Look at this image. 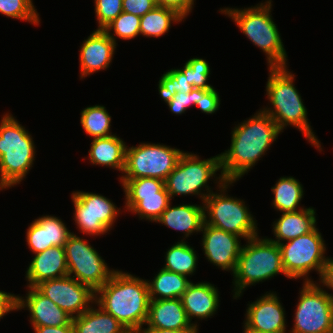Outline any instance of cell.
I'll list each match as a JSON object with an SVG mask.
<instances>
[{
	"instance_id": "6da1fadb",
	"label": "cell",
	"mask_w": 333,
	"mask_h": 333,
	"mask_svg": "<svg viewBox=\"0 0 333 333\" xmlns=\"http://www.w3.org/2000/svg\"><path fill=\"white\" fill-rule=\"evenodd\" d=\"M281 133L274 120L261 109L235 125L230 148L220 154L221 174L226 181H239L265 153Z\"/></svg>"
},
{
	"instance_id": "7a4b0ae2",
	"label": "cell",
	"mask_w": 333,
	"mask_h": 333,
	"mask_svg": "<svg viewBox=\"0 0 333 333\" xmlns=\"http://www.w3.org/2000/svg\"><path fill=\"white\" fill-rule=\"evenodd\" d=\"M149 302L146 279L118 269L95 292L96 305L111 314L130 333H139L144 328Z\"/></svg>"
},
{
	"instance_id": "3957f363",
	"label": "cell",
	"mask_w": 333,
	"mask_h": 333,
	"mask_svg": "<svg viewBox=\"0 0 333 333\" xmlns=\"http://www.w3.org/2000/svg\"><path fill=\"white\" fill-rule=\"evenodd\" d=\"M266 95L271 107L261 110L268 114L283 132L287 126L301 131L311 146L322 151L321 142L312 130L307 117V109L293 81L295 75L286 67H268Z\"/></svg>"
},
{
	"instance_id": "277c9868",
	"label": "cell",
	"mask_w": 333,
	"mask_h": 333,
	"mask_svg": "<svg viewBox=\"0 0 333 333\" xmlns=\"http://www.w3.org/2000/svg\"><path fill=\"white\" fill-rule=\"evenodd\" d=\"M272 0L248 8H220L235 22L242 33L266 55L268 67H286L287 53L271 14Z\"/></svg>"
},
{
	"instance_id": "5b68a950",
	"label": "cell",
	"mask_w": 333,
	"mask_h": 333,
	"mask_svg": "<svg viewBox=\"0 0 333 333\" xmlns=\"http://www.w3.org/2000/svg\"><path fill=\"white\" fill-rule=\"evenodd\" d=\"M36 146L32 135L11 113L0 121V191L20 184L33 167Z\"/></svg>"
},
{
	"instance_id": "8992f818",
	"label": "cell",
	"mask_w": 333,
	"mask_h": 333,
	"mask_svg": "<svg viewBox=\"0 0 333 333\" xmlns=\"http://www.w3.org/2000/svg\"><path fill=\"white\" fill-rule=\"evenodd\" d=\"M233 274V299L242 296L247 287L271 280L278 274L289 278L282 265L279 245L268 237H253L242 246Z\"/></svg>"
},
{
	"instance_id": "52a82bcc",
	"label": "cell",
	"mask_w": 333,
	"mask_h": 333,
	"mask_svg": "<svg viewBox=\"0 0 333 333\" xmlns=\"http://www.w3.org/2000/svg\"><path fill=\"white\" fill-rule=\"evenodd\" d=\"M217 171H220L219 177L216 176ZM213 177L217 183L216 187H220L226 181L221 174L220 154L202 160L197 154L184 152L173 171L167 176L165 187L171 200L177 195L184 197L197 195L203 204L213 192L208 184Z\"/></svg>"
},
{
	"instance_id": "ba28073f",
	"label": "cell",
	"mask_w": 333,
	"mask_h": 333,
	"mask_svg": "<svg viewBox=\"0 0 333 333\" xmlns=\"http://www.w3.org/2000/svg\"><path fill=\"white\" fill-rule=\"evenodd\" d=\"M233 183L235 181H225L217 192H212L203 201L204 223L236 234L246 241L258 236V224L243 199L228 195L227 189Z\"/></svg>"
},
{
	"instance_id": "9c48e42d",
	"label": "cell",
	"mask_w": 333,
	"mask_h": 333,
	"mask_svg": "<svg viewBox=\"0 0 333 333\" xmlns=\"http://www.w3.org/2000/svg\"><path fill=\"white\" fill-rule=\"evenodd\" d=\"M321 234L316 227L308 234L278 244L282 265L289 279L303 278L304 282H313L309 276L311 271H316L320 278L328 259L325 256V240Z\"/></svg>"
},
{
	"instance_id": "30bf717a",
	"label": "cell",
	"mask_w": 333,
	"mask_h": 333,
	"mask_svg": "<svg viewBox=\"0 0 333 333\" xmlns=\"http://www.w3.org/2000/svg\"><path fill=\"white\" fill-rule=\"evenodd\" d=\"M289 333H331L333 330V294L318 282H303Z\"/></svg>"
},
{
	"instance_id": "8fae6325",
	"label": "cell",
	"mask_w": 333,
	"mask_h": 333,
	"mask_svg": "<svg viewBox=\"0 0 333 333\" xmlns=\"http://www.w3.org/2000/svg\"><path fill=\"white\" fill-rule=\"evenodd\" d=\"M184 151L164 144L140 143L126 147L125 169L119 179L156 178L166 180Z\"/></svg>"
},
{
	"instance_id": "7c38bea8",
	"label": "cell",
	"mask_w": 333,
	"mask_h": 333,
	"mask_svg": "<svg viewBox=\"0 0 333 333\" xmlns=\"http://www.w3.org/2000/svg\"><path fill=\"white\" fill-rule=\"evenodd\" d=\"M68 275L94 292L104 286L116 269H110L88 240L71 233L64 244ZM73 274V275H72Z\"/></svg>"
},
{
	"instance_id": "4fadbf2b",
	"label": "cell",
	"mask_w": 333,
	"mask_h": 333,
	"mask_svg": "<svg viewBox=\"0 0 333 333\" xmlns=\"http://www.w3.org/2000/svg\"><path fill=\"white\" fill-rule=\"evenodd\" d=\"M76 228L79 232L101 236L112 230L121 208L111 199L93 192L74 191L71 194Z\"/></svg>"
},
{
	"instance_id": "5bb4252c",
	"label": "cell",
	"mask_w": 333,
	"mask_h": 333,
	"mask_svg": "<svg viewBox=\"0 0 333 333\" xmlns=\"http://www.w3.org/2000/svg\"><path fill=\"white\" fill-rule=\"evenodd\" d=\"M125 193V210L139 219L156 222L171 202L165 181L156 178L120 179Z\"/></svg>"
},
{
	"instance_id": "9a60e30c",
	"label": "cell",
	"mask_w": 333,
	"mask_h": 333,
	"mask_svg": "<svg viewBox=\"0 0 333 333\" xmlns=\"http://www.w3.org/2000/svg\"><path fill=\"white\" fill-rule=\"evenodd\" d=\"M35 288L72 318L80 316L95 303V292L69 275L45 280Z\"/></svg>"
},
{
	"instance_id": "2e32d148",
	"label": "cell",
	"mask_w": 333,
	"mask_h": 333,
	"mask_svg": "<svg viewBox=\"0 0 333 333\" xmlns=\"http://www.w3.org/2000/svg\"><path fill=\"white\" fill-rule=\"evenodd\" d=\"M202 250L208 262L223 271L234 272L241 252L240 236L203 224Z\"/></svg>"
},
{
	"instance_id": "e0dca14e",
	"label": "cell",
	"mask_w": 333,
	"mask_h": 333,
	"mask_svg": "<svg viewBox=\"0 0 333 333\" xmlns=\"http://www.w3.org/2000/svg\"><path fill=\"white\" fill-rule=\"evenodd\" d=\"M276 292H266L247 304L243 327L262 333H287L286 313Z\"/></svg>"
},
{
	"instance_id": "ac0fdd59",
	"label": "cell",
	"mask_w": 333,
	"mask_h": 333,
	"mask_svg": "<svg viewBox=\"0 0 333 333\" xmlns=\"http://www.w3.org/2000/svg\"><path fill=\"white\" fill-rule=\"evenodd\" d=\"M117 45L103 29H95L79 49L80 79L109 68Z\"/></svg>"
},
{
	"instance_id": "d6986e66",
	"label": "cell",
	"mask_w": 333,
	"mask_h": 333,
	"mask_svg": "<svg viewBox=\"0 0 333 333\" xmlns=\"http://www.w3.org/2000/svg\"><path fill=\"white\" fill-rule=\"evenodd\" d=\"M26 296L17 295V311L28 310L32 327L65 326L72 317L52 300L41 294L35 287L27 286Z\"/></svg>"
},
{
	"instance_id": "ffe728a7",
	"label": "cell",
	"mask_w": 333,
	"mask_h": 333,
	"mask_svg": "<svg viewBox=\"0 0 333 333\" xmlns=\"http://www.w3.org/2000/svg\"><path fill=\"white\" fill-rule=\"evenodd\" d=\"M71 233L61 218L42 215L28 225L26 242L32 253L36 254L53 246L64 247Z\"/></svg>"
},
{
	"instance_id": "44dd1931",
	"label": "cell",
	"mask_w": 333,
	"mask_h": 333,
	"mask_svg": "<svg viewBox=\"0 0 333 333\" xmlns=\"http://www.w3.org/2000/svg\"><path fill=\"white\" fill-rule=\"evenodd\" d=\"M215 286L206 281L196 284L191 282L180 297L189 321L198 329V322H193L192 319L202 321L203 319L212 318L219 308L220 293Z\"/></svg>"
},
{
	"instance_id": "7402d4cb",
	"label": "cell",
	"mask_w": 333,
	"mask_h": 333,
	"mask_svg": "<svg viewBox=\"0 0 333 333\" xmlns=\"http://www.w3.org/2000/svg\"><path fill=\"white\" fill-rule=\"evenodd\" d=\"M25 273L27 286L30 287H35L45 280L68 275L64 247L53 246L34 254Z\"/></svg>"
},
{
	"instance_id": "603a6c76",
	"label": "cell",
	"mask_w": 333,
	"mask_h": 333,
	"mask_svg": "<svg viewBox=\"0 0 333 333\" xmlns=\"http://www.w3.org/2000/svg\"><path fill=\"white\" fill-rule=\"evenodd\" d=\"M143 329H198L188 319L180 298L150 300Z\"/></svg>"
},
{
	"instance_id": "cb8c5ba5",
	"label": "cell",
	"mask_w": 333,
	"mask_h": 333,
	"mask_svg": "<svg viewBox=\"0 0 333 333\" xmlns=\"http://www.w3.org/2000/svg\"><path fill=\"white\" fill-rule=\"evenodd\" d=\"M156 223L180 231L184 235L181 241H185L193 233L201 232L204 224V206L189 203L172 206L170 203Z\"/></svg>"
},
{
	"instance_id": "d4e9b609",
	"label": "cell",
	"mask_w": 333,
	"mask_h": 333,
	"mask_svg": "<svg viewBox=\"0 0 333 333\" xmlns=\"http://www.w3.org/2000/svg\"><path fill=\"white\" fill-rule=\"evenodd\" d=\"M317 224L316 210L313 207L300 209L294 212L282 213L281 217L273 222V235L270 241L281 244L284 241L297 238L312 232Z\"/></svg>"
},
{
	"instance_id": "484cf974",
	"label": "cell",
	"mask_w": 333,
	"mask_h": 333,
	"mask_svg": "<svg viewBox=\"0 0 333 333\" xmlns=\"http://www.w3.org/2000/svg\"><path fill=\"white\" fill-rule=\"evenodd\" d=\"M90 145L88 160L91 164L112 168L123 174L127 145L122 138L116 134L94 138Z\"/></svg>"
},
{
	"instance_id": "4316f807",
	"label": "cell",
	"mask_w": 333,
	"mask_h": 333,
	"mask_svg": "<svg viewBox=\"0 0 333 333\" xmlns=\"http://www.w3.org/2000/svg\"><path fill=\"white\" fill-rule=\"evenodd\" d=\"M94 304L80 316L72 318L75 333H130L111 314Z\"/></svg>"
},
{
	"instance_id": "83f0119b",
	"label": "cell",
	"mask_w": 333,
	"mask_h": 333,
	"mask_svg": "<svg viewBox=\"0 0 333 333\" xmlns=\"http://www.w3.org/2000/svg\"><path fill=\"white\" fill-rule=\"evenodd\" d=\"M189 277L161 268L147 281L150 300L180 298L192 282Z\"/></svg>"
},
{
	"instance_id": "f1b7e54d",
	"label": "cell",
	"mask_w": 333,
	"mask_h": 333,
	"mask_svg": "<svg viewBox=\"0 0 333 333\" xmlns=\"http://www.w3.org/2000/svg\"><path fill=\"white\" fill-rule=\"evenodd\" d=\"M273 193L272 207L281 213L294 212L304 209L301 200L304 196V188L299 180L293 176H283L277 180L276 184L271 187Z\"/></svg>"
},
{
	"instance_id": "f546056e",
	"label": "cell",
	"mask_w": 333,
	"mask_h": 333,
	"mask_svg": "<svg viewBox=\"0 0 333 333\" xmlns=\"http://www.w3.org/2000/svg\"><path fill=\"white\" fill-rule=\"evenodd\" d=\"M187 241L175 242L167 249L164 266L162 268L179 273L183 276H192L196 272L199 256Z\"/></svg>"
},
{
	"instance_id": "4dcf8cb0",
	"label": "cell",
	"mask_w": 333,
	"mask_h": 333,
	"mask_svg": "<svg viewBox=\"0 0 333 333\" xmlns=\"http://www.w3.org/2000/svg\"><path fill=\"white\" fill-rule=\"evenodd\" d=\"M183 19L175 10L155 6L140 18V36L158 38L169 32L172 23L178 24Z\"/></svg>"
},
{
	"instance_id": "1f68e13d",
	"label": "cell",
	"mask_w": 333,
	"mask_h": 333,
	"mask_svg": "<svg viewBox=\"0 0 333 333\" xmlns=\"http://www.w3.org/2000/svg\"><path fill=\"white\" fill-rule=\"evenodd\" d=\"M80 114V123L89 137L94 139L113 135L111 132L112 119L105 106H87Z\"/></svg>"
},
{
	"instance_id": "d6a6232c",
	"label": "cell",
	"mask_w": 333,
	"mask_h": 333,
	"mask_svg": "<svg viewBox=\"0 0 333 333\" xmlns=\"http://www.w3.org/2000/svg\"><path fill=\"white\" fill-rule=\"evenodd\" d=\"M140 16L132 13L122 12L103 31L117 44V38L131 40L140 35ZM113 33H112V32Z\"/></svg>"
},
{
	"instance_id": "836d02e7",
	"label": "cell",
	"mask_w": 333,
	"mask_h": 333,
	"mask_svg": "<svg viewBox=\"0 0 333 333\" xmlns=\"http://www.w3.org/2000/svg\"><path fill=\"white\" fill-rule=\"evenodd\" d=\"M33 0H0V13L12 19L27 21L33 25L40 24V17Z\"/></svg>"
},
{
	"instance_id": "e575fe53",
	"label": "cell",
	"mask_w": 333,
	"mask_h": 333,
	"mask_svg": "<svg viewBox=\"0 0 333 333\" xmlns=\"http://www.w3.org/2000/svg\"><path fill=\"white\" fill-rule=\"evenodd\" d=\"M158 82V92L163 101L172 98L177 92L189 93L194 87L179 68L165 72Z\"/></svg>"
},
{
	"instance_id": "d590c367",
	"label": "cell",
	"mask_w": 333,
	"mask_h": 333,
	"mask_svg": "<svg viewBox=\"0 0 333 333\" xmlns=\"http://www.w3.org/2000/svg\"><path fill=\"white\" fill-rule=\"evenodd\" d=\"M187 77V82L194 88L198 89H211L213 86L208 84L210 77V66L206 59L203 58H190L184 64L183 68H179Z\"/></svg>"
},
{
	"instance_id": "8d00e7d4",
	"label": "cell",
	"mask_w": 333,
	"mask_h": 333,
	"mask_svg": "<svg viewBox=\"0 0 333 333\" xmlns=\"http://www.w3.org/2000/svg\"><path fill=\"white\" fill-rule=\"evenodd\" d=\"M97 29H103L123 12L122 0H94Z\"/></svg>"
},
{
	"instance_id": "74e56055",
	"label": "cell",
	"mask_w": 333,
	"mask_h": 333,
	"mask_svg": "<svg viewBox=\"0 0 333 333\" xmlns=\"http://www.w3.org/2000/svg\"><path fill=\"white\" fill-rule=\"evenodd\" d=\"M220 97L217 90L196 88V104L195 106L205 114H214L219 109Z\"/></svg>"
},
{
	"instance_id": "f35d334b",
	"label": "cell",
	"mask_w": 333,
	"mask_h": 333,
	"mask_svg": "<svg viewBox=\"0 0 333 333\" xmlns=\"http://www.w3.org/2000/svg\"><path fill=\"white\" fill-rule=\"evenodd\" d=\"M170 112L176 115H182L190 106L196 104V88H193L189 93L177 92L172 98L164 101Z\"/></svg>"
},
{
	"instance_id": "ab89813d",
	"label": "cell",
	"mask_w": 333,
	"mask_h": 333,
	"mask_svg": "<svg viewBox=\"0 0 333 333\" xmlns=\"http://www.w3.org/2000/svg\"><path fill=\"white\" fill-rule=\"evenodd\" d=\"M155 6L156 3L153 0H122L123 12L140 17L150 12Z\"/></svg>"
},
{
	"instance_id": "60d3db41",
	"label": "cell",
	"mask_w": 333,
	"mask_h": 333,
	"mask_svg": "<svg viewBox=\"0 0 333 333\" xmlns=\"http://www.w3.org/2000/svg\"><path fill=\"white\" fill-rule=\"evenodd\" d=\"M196 0H157L156 6L175 10L184 19L192 12Z\"/></svg>"
},
{
	"instance_id": "b9f144b4",
	"label": "cell",
	"mask_w": 333,
	"mask_h": 333,
	"mask_svg": "<svg viewBox=\"0 0 333 333\" xmlns=\"http://www.w3.org/2000/svg\"><path fill=\"white\" fill-rule=\"evenodd\" d=\"M17 295L0 290V319L11 311H17Z\"/></svg>"
},
{
	"instance_id": "7bdbcfd3",
	"label": "cell",
	"mask_w": 333,
	"mask_h": 333,
	"mask_svg": "<svg viewBox=\"0 0 333 333\" xmlns=\"http://www.w3.org/2000/svg\"><path fill=\"white\" fill-rule=\"evenodd\" d=\"M321 287L333 290V258L328 256L327 262L324 265L323 272L319 278Z\"/></svg>"
},
{
	"instance_id": "ee69618b",
	"label": "cell",
	"mask_w": 333,
	"mask_h": 333,
	"mask_svg": "<svg viewBox=\"0 0 333 333\" xmlns=\"http://www.w3.org/2000/svg\"><path fill=\"white\" fill-rule=\"evenodd\" d=\"M34 333H75L72 321L65 326L32 327Z\"/></svg>"
},
{
	"instance_id": "f6af8a7d",
	"label": "cell",
	"mask_w": 333,
	"mask_h": 333,
	"mask_svg": "<svg viewBox=\"0 0 333 333\" xmlns=\"http://www.w3.org/2000/svg\"><path fill=\"white\" fill-rule=\"evenodd\" d=\"M199 329H142L139 333H199Z\"/></svg>"
},
{
	"instance_id": "bcb514c9",
	"label": "cell",
	"mask_w": 333,
	"mask_h": 333,
	"mask_svg": "<svg viewBox=\"0 0 333 333\" xmlns=\"http://www.w3.org/2000/svg\"><path fill=\"white\" fill-rule=\"evenodd\" d=\"M243 329H244L243 333H262V332H257L254 330H249L248 328H243Z\"/></svg>"
}]
</instances>
